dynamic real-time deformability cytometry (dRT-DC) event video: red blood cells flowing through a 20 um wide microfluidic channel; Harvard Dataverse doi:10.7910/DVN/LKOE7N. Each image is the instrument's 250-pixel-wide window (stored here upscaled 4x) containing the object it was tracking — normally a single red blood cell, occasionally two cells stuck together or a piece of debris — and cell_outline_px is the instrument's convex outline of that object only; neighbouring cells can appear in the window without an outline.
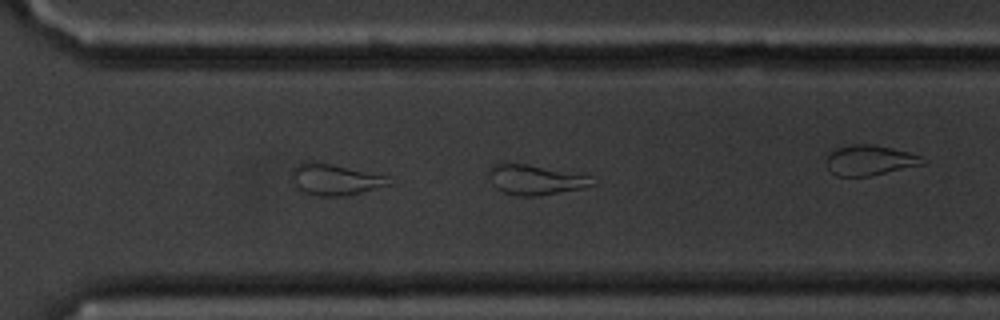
{"species": "common noctule bat (a hibernating species)", "species_latin": "Nyctalus noctula", "temperature_condition": "cold", "stored_images_in_passage": 32, "camera_frame_rate_fps": 3000, "um_per_image_px": 0.085, "animal": {"sex": "male", "body_mass_g": 20.1, "forearm_length_mm": 53.5}, "frame": {"image": 1, "passage_image": 32, "time_ms": 10.333, "image_size_px": [1000, 320], "cell_outline_px": [[596, 184], [584, 188], [540, 196], [520, 196], [504, 192], [496, 188], [492, 184], [488, 172], [488, 168], [492, 164], [528, 164], [592, 176]], "centroid_in_image_um": [45.54, 15.29], "position_along_channel_um": 325.1, "area_um2": 18.15}}